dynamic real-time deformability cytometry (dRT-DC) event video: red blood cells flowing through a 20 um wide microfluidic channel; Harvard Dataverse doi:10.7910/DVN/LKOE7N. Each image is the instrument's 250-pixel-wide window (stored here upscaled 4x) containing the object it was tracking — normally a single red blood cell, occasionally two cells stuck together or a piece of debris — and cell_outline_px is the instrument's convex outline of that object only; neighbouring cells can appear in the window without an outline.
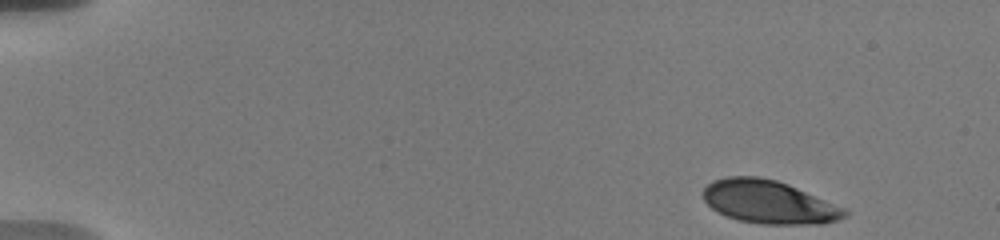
{"species": "human", "species_latin": "Homo sapiens", "temperature_condition": "warm", "stored_images_in_passage": 51, "camera_frame_rate_fps": 3000, "um_per_image_px": 0.085, "donor": {"sex": "male"}, "frame": {"image": 1, "passage_image": 1, "time_ms": 0.0, "image_size_px": [1000, 240], "cell_outline_px": [[848, 216], [824, 224], [760, 224], [736, 220], [716, 212], [704, 200], [704, 188], [712, 180], [728, 176], [756, 176], [776, 180], [788, 184], [848, 208]], "centroid_in_image_um": [65.39, 17.18], "position_along_channel_um": 19.6, "area_um2": 36.01}}
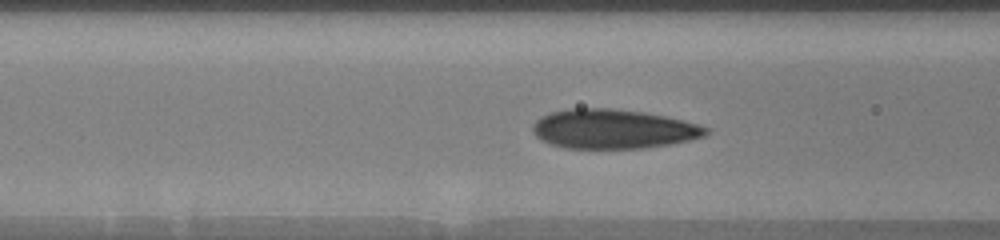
{"frame": {"image": 2, "passage_image": 19, "time_ms": 6.0, "image_size_px": [1000, 240], "cell_outline_px": [[708, 132], [704, 136], [688, 140], [668, 144], [644, 148], [564, 148], [548, 144], [540, 140], [532, 132], [532, 124], [540, 116], [548, 112], [568, 108], [612, 108], [644, 112], [684, 120], [708, 128]], "centroid_in_image_um": [52.03, 10.95], "position_along_channel_um": 114.6, "area_um2": 39.94}}
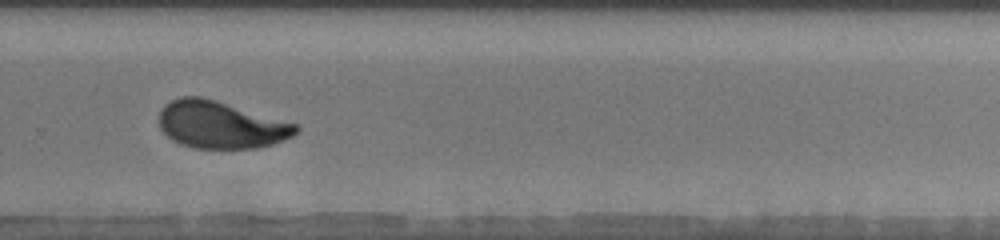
{"frame": {"image": 3, "passage_image": 35, "time_ms": 11.333, "image_size_px": [1000, 240], "cell_outline_px": [[300, 128], [292, 136], [284, 140], [272, 144], [256, 148], [192, 148], [180, 144], [172, 140], [160, 128], [160, 112], [164, 104], [180, 96], [200, 96], [216, 100], [296, 124]], "centroid_in_image_um": [18.74, 10.61], "position_along_channel_um": 311.1, "area_um2": 37.45}, "authors_computed_cell_mechanics": {"area_um2": 38.0324, "velocity_mm_per_s": 3.6874, "shape_relaxation_time_tau1_ms": 3.5082, "shape_relaxation_time_tau2_ms": null, "deformation_change_tau1": 0.1684, "deformation_change_tau2": null}}